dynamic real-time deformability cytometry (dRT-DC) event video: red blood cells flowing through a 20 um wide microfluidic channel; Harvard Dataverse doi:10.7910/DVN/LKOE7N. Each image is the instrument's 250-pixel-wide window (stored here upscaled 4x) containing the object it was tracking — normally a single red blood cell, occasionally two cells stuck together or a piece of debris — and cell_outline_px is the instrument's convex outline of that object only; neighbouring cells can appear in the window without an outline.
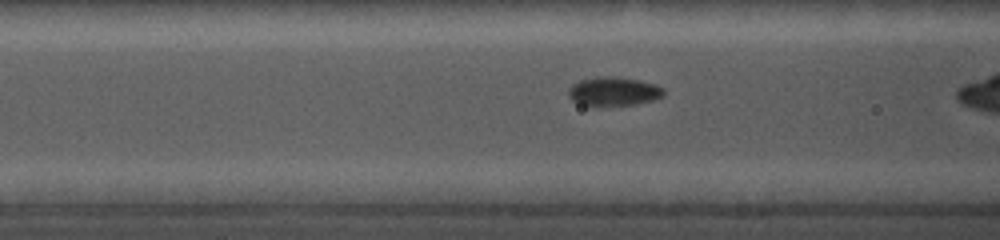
{"species": "common noctule bat (a hibernating species)", "species_latin": "Nyctalus noctula", "temperature_condition": "cold", "stored_images_in_passage": 24, "camera_frame_rate_fps": 5000, "um_per_image_px": 0.085, "animal": {"sex": "female", "body_mass_g": 19.0, "forearm_length_mm": 56.7}, "frame": {"image": 1, "passage_image": 5, "time_ms": 1.8, "image_size_px": [1000, 240], "cell_outline_px": [[664, 96], [652, 100], [636, 104], [580, 104], [572, 100], [568, 96], [568, 88], [572, 84], [580, 80], [596, 76], [612, 76], [640, 80], [656, 84], [664, 88]], "centroid_in_image_um": [52.16, 7.73], "position_along_channel_um": 114.4, "area_um2": 15.84}}
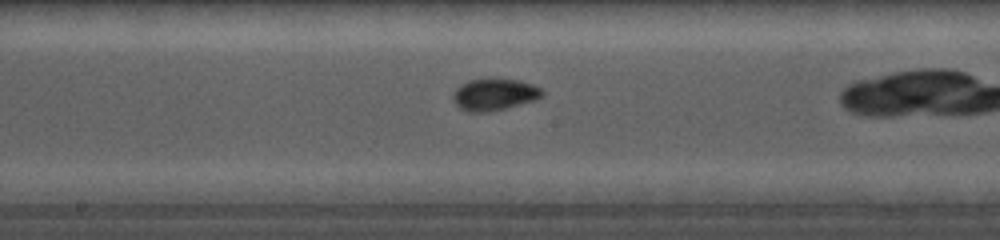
{"frame": {"image": 2, "passage_image": 11, "time_ms": 4.2, "image_size_px": [1000, 240], "cell_outline_px": [[544, 96], [536, 100], [492, 112], [468, 112], [460, 108], [452, 100], [452, 96], [456, 88], [460, 84], [468, 80], [488, 76], [520, 80], [532, 84], [540, 88], [544, 92]], "centroid_in_image_um": [42.01, 8.0], "position_along_channel_um": 206.2, "area_um2": 17.28}}
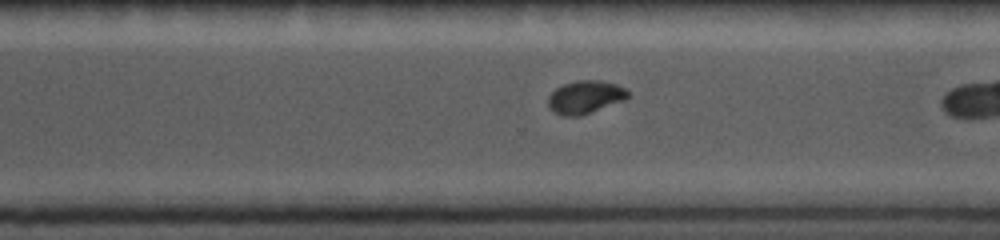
{"frame": {"image": 3, "passage_image": 18, "time_ms": 7.2, "image_size_px": [1000, 240], "cell_outline_px": [[628, 96], [624, 100], [580, 116], [564, 116], [556, 112], [548, 104], [548, 96], [556, 88], [564, 84], [576, 80], [600, 80], [616, 84], [624, 88], [628, 92]], "centroid_in_image_um": [49.74, 8.24], "position_along_channel_um": 320.9, "area_um2": 15.09}}